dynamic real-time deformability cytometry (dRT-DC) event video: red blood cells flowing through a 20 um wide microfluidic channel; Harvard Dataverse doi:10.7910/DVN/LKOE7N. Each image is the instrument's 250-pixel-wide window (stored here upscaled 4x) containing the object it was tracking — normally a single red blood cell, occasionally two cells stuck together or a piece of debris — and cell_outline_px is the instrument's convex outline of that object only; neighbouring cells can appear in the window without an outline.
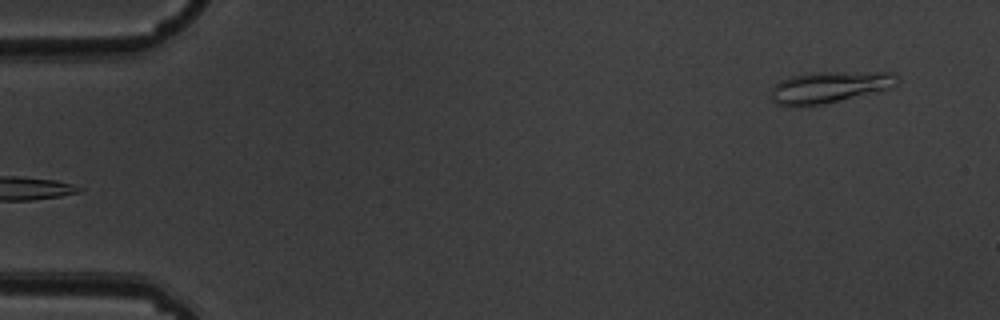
{"species": "common noctule bat (a hibernating species)", "species_latin": "Nyctalus noctula", "temperature_condition": "warm", "stored_images_in_passage": 4, "camera_frame_rate_fps": 3000, "um_per_image_px": 0.085, "animal": {"sex": "male", "body_mass_g": 19.5, "forearm_length_mm": 54.6}, "frame": {"image": 1, "passage_image": 4, "time_ms": 1.0, "image_size_px": [1000, 320], "cell_outline_px": [[900, 80], [892, 88], [876, 92], [820, 104], [776, 104], [772, 100], [772, 88], [780, 80], [788, 76], [816, 72], [896, 72]], "centroid_in_image_um": [70.58, 7.36], "position_along_channel_um": 14.4, "area_um2": 22.77}}